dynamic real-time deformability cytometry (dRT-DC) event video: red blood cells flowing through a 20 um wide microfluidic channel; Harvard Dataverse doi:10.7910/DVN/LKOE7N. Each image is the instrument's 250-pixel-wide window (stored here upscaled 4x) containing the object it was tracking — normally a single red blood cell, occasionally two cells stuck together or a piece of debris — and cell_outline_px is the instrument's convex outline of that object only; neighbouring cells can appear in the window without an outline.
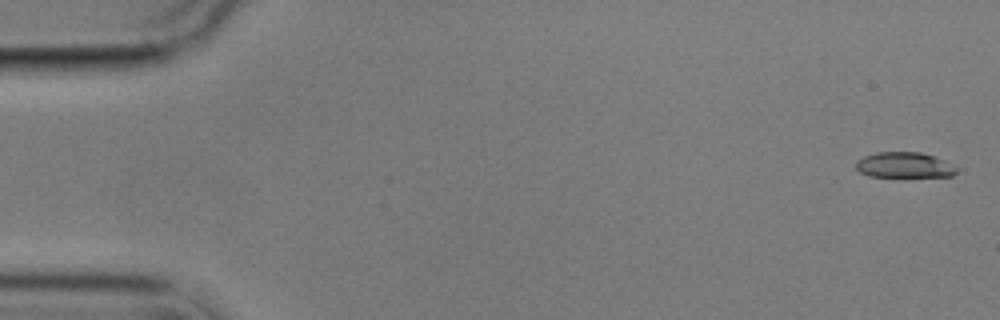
{"species": "common noctule bat (a hibernating species)", "species_latin": "Nyctalus noctula", "temperature_condition": "cold", "stored_images_in_passage": 5, "camera_frame_rate_fps": 3000, "um_per_image_px": 0.085, "animal": {"sex": "male", "body_mass_g": 17.9}, "frame": {"image": 1, "passage_image": 1, "time_ms": 0.0, "image_size_px": [1000, 320], "cell_outline_px": [[956, 172], [952, 176], [868, 176], [860, 172], [856, 168], [856, 160], [864, 156], [876, 152], [920, 152], [936, 156], [944, 160], [956, 168]], "centroid_in_image_um": [76.83, 14.01], "position_along_channel_um": 8.2, "area_um2": 14.85}}
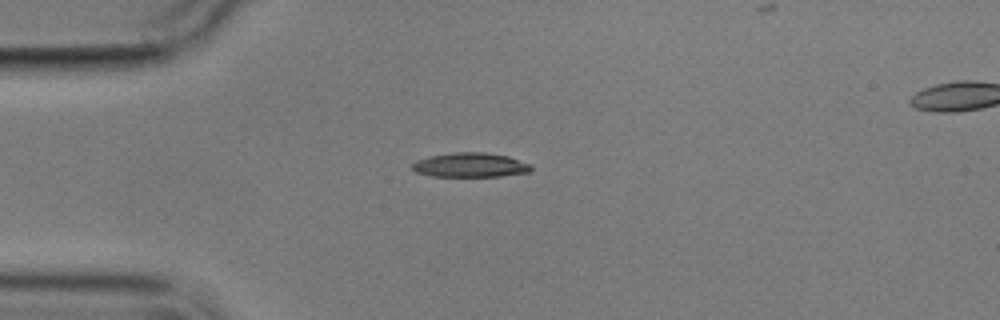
{"frame": {"image": 2, "passage_image": 4, "time_ms": 4.333, "image_size_px": [1000, 320], "cell_outline_px": [[532, 168], [528, 172], [500, 176], [432, 176], [416, 172], [412, 168], [412, 164], [416, 160], [432, 156], [452, 152], [484, 152], [508, 156], [532, 164]], "centroid_in_image_um": [39.99, 14.02], "position_along_channel_um": 45.0, "area_um2": 16.82}}